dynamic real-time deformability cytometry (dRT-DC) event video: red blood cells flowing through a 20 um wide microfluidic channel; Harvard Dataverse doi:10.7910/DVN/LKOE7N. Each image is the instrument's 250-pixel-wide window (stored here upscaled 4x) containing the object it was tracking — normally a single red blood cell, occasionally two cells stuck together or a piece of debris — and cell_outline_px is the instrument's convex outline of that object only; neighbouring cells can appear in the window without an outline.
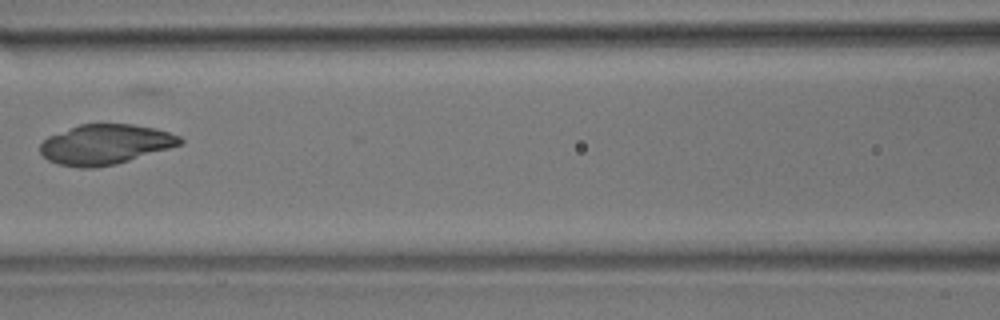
{"species": "common noctule bat (a hibernating species)", "species_latin": "Nyctalus noctula", "temperature_condition": "room temperature", "stored_images_in_passage": 6, "camera_frame_rate_fps": 3000, "um_per_image_px": 0.085, "animal": {"sex": "male", "body_mass_g": 17.9}, "frame": {"image": 1, "passage_image": 4, "time_ms": 1.0, "image_size_px": [1000, 320], "cell_outline_px": [[184, 144], [116, 164], [96, 168], [80, 168], [56, 164], [48, 160], [40, 152], [40, 144], [48, 136], [80, 124], [132, 124], [156, 128], [180, 136], [184, 140]], "centroid_in_image_um": [8.96, 12.28], "position_along_channel_um": 157.6, "area_um2": 32.77}}
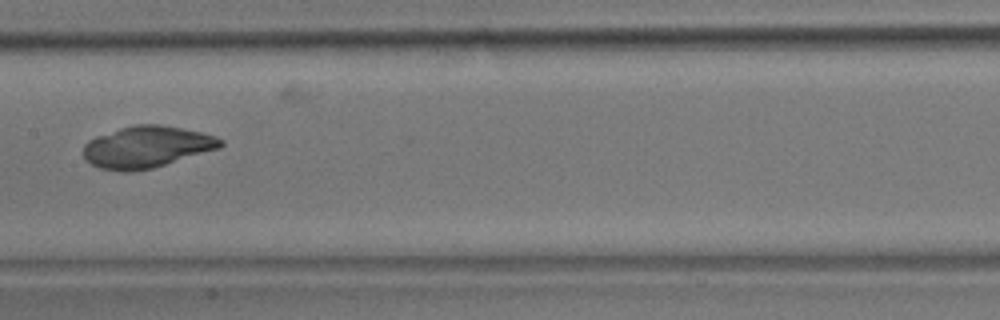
{"frame": {"image": 2, "passage_image": 5, "time_ms": 1.333, "image_size_px": [1000, 320], "cell_outline_px": [[224, 144], [220, 148], [152, 168], [132, 172], [120, 172], [100, 168], [92, 164], [84, 156], [84, 144], [88, 140], [96, 136], [120, 128], [136, 124], [160, 124], [200, 132], [216, 136], [224, 140]], "centroid_in_image_um": [12.48, 12.49], "position_along_channel_um": 194.9, "area_um2": 33.23}}